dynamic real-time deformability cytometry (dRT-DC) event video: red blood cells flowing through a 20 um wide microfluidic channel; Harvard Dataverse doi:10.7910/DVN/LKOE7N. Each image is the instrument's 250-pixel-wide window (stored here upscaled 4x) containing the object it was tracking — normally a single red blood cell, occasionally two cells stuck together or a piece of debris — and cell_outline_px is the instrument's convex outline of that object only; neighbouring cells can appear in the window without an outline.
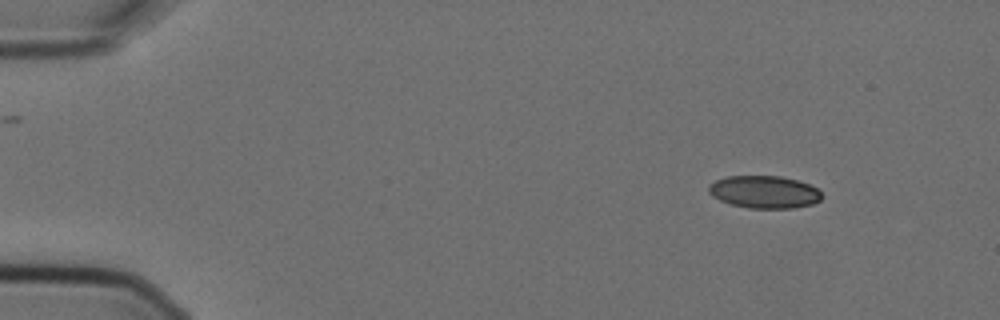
{"species": "Egyptian fruit bat (a non-hibernating species)", "species_latin": "Rousettus aegyptiacus", "temperature_condition": "cold", "stored_images_in_passage": 4, "camera_frame_rate_fps": 3000, "um_per_image_px": 0.085, "animal": {"sex": "female"}, "frame": {"image": 1, "passage_image": 1, "time_ms": 0.0, "image_size_px": [1000, 320], "cell_outline_px": [[820, 200], [812, 204], [792, 208], [748, 208], [732, 204], [720, 200], [712, 196], [708, 192], [708, 184], [716, 180], [728, 176], [780, 176], [796, 180], [808, 184], [816, 188], [820, 192]], "centroid_in_image_um": [64.92, 16.31], "position_along_channel_um": 20.1, "area_um2": 21.27}}
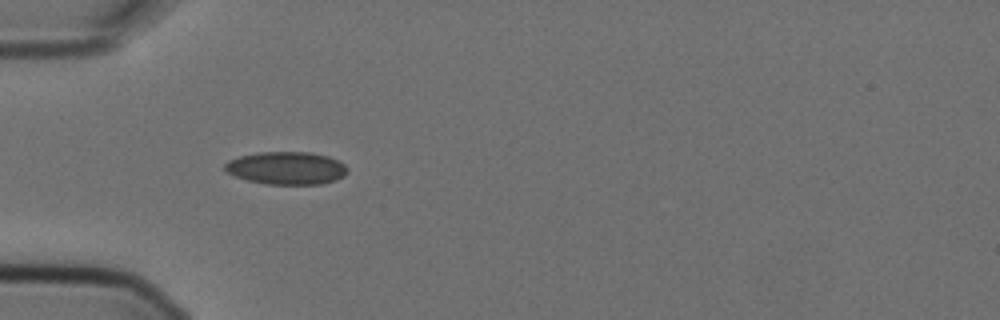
{"frame": {"image": 2, "passage_image": 4, "time_ms": 1.0, "image_size_px": [1000, 320], "cell_outline_px": [[348, 172], [344, 176], [336, 180], [320, 184], [264, 184], [248, 180], [236, 176], [228, 172], [224, 168], [224, 164], [228, 160], [240, 156], [260, 152], [312, 152], [328, 156], [344, 164], [348, 168]], "centroid_in_image_um": [24.37, 14.28], "position_along_channel_um": 60.6, "area_um2": 23.41}}